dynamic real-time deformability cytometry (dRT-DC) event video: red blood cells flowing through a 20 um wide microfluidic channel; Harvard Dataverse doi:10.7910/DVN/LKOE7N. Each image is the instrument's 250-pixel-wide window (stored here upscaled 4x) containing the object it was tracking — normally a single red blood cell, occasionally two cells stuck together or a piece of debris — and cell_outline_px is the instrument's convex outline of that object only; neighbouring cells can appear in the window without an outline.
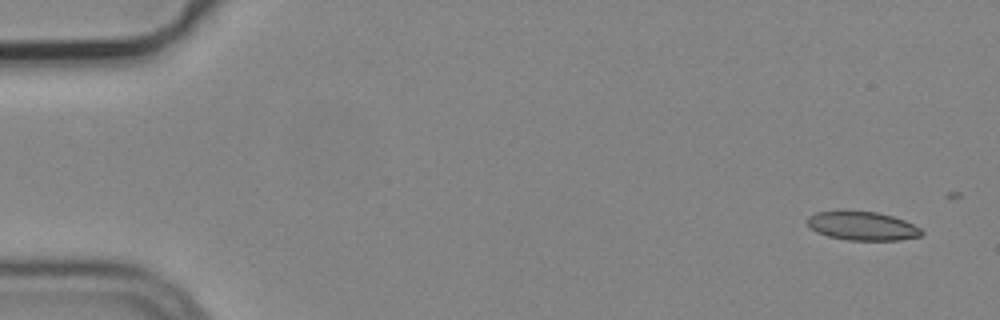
{"species": "common noctule bat (a hibernating species)", "species_latin": "Nyctalus noctula", "temperature_condition": "cold", "stored_images_in_passage": 5, "camera_frame_rate_fps": 3000, "um_per_image_px": 0.085, "animal": {"sex": "male", "body_mass_g": 19.2, "forearm_length_mm": 51.8}, "frame": {"image": 1, "passage_image": 1, "time_ms": 0.0, "image_size_px": [1000, 320], "cell_outline_px": [[924, 232], [920, 236], [900, 240], [848, 240], [828, 236], [816, 232], [808, 224], [808, 216], [816, 212], [876, 212], [892, 216], [904, 220], [920, 228]], "centroid_in_image_um": [73.32, 19.22], "position_along_channel_um": 11.7, "area_um2": 18.73}}
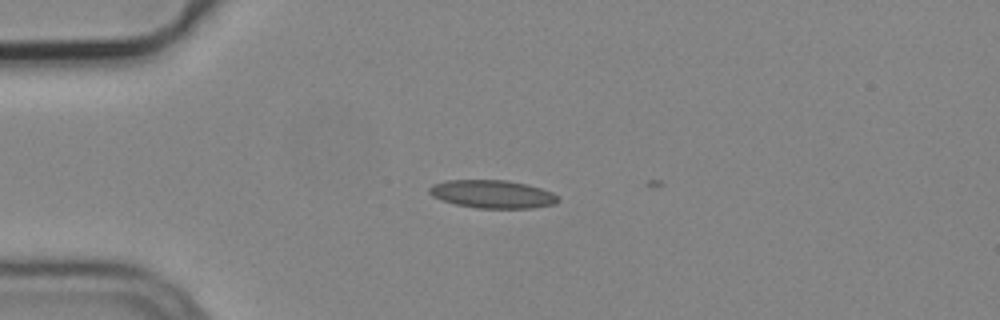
{"frame": {"image": 2, "passage_image": 4, "time_ms": 1.0, "image_size_px": [1000, 320], "cell_outline_px": [[560, 200], [556, 204], [532, 208], [476, 208], [456, 204], [440, 200], [432, 196], [428, 192], [428, 188], [432, 184], [444, 180], [508, 180], [528, 184], [552, 192], [560, 196]], "centroid_in_image_um": [41.86, 16.5], "position_along_channel_um": 43.1, "area_um2": 21.39}}